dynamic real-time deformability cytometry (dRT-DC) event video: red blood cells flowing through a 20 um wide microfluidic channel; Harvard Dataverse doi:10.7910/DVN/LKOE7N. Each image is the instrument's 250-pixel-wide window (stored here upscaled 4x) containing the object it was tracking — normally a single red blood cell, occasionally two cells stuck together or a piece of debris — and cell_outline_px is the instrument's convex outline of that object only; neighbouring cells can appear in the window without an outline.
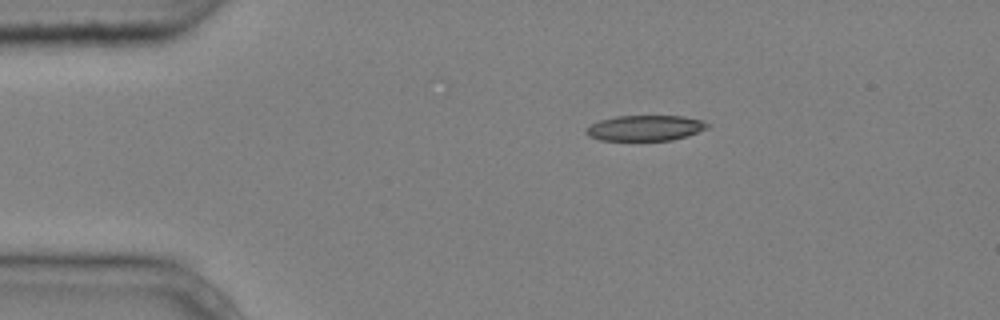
{"species": "common noctule bat (a hibernating species)", "species_latin": "Nyctalus noctula", "temperature_condition": "cold", "stored_images_in_passage": 2, "camera_frame_rate_fps": 3000, "um_per_image_px": 0.085, "animal": {"sex": "male", "body_mass_g": 20.4}, "frame": {"image": 1, "passage_image": 1, "time_ms": 0.0, "image_size_px": [1000, 320], "cell_outline_px": [[708, 128], [688, 136], [672, 140], [600, 140], [588, 136], [584, 132], [592, 124], [600, 120], [616, 116], [684, 116], [704, 120], [708, 124]], "centroid_in_image_um": [54.87, 10.88], "position_along_channel_um": 30.1, "area_um2": 18.03}}